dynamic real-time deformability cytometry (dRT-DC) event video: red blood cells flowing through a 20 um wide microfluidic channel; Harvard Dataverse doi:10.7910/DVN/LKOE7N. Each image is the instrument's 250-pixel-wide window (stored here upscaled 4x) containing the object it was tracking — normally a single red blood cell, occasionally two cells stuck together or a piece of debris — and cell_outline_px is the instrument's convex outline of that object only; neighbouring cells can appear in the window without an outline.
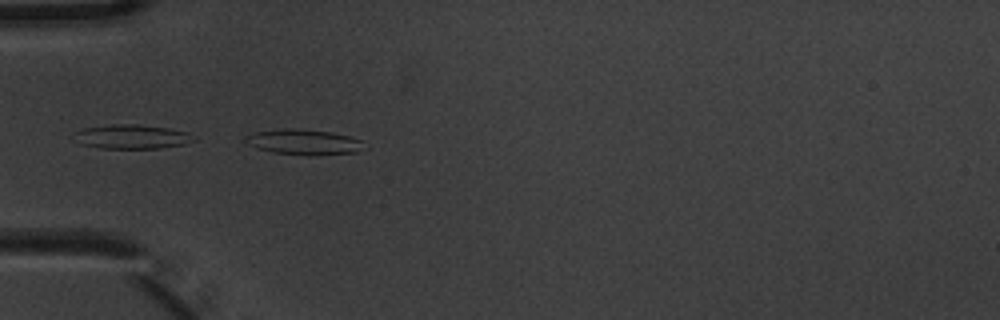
{"species": "common noctule bat (a hibernating species)", "species_latin": "Nyctalus noctula", "temperature_condition": "warm", "stored_images_in_passage": 5, "camera_frame_rate_fps": 3000, "um_per_image_px": 0.085, "animal": {"sex": "male", "body_mass_g": 20.1, "forearm_length_mm": 53.5}, "frame": {"image": 1, "passage_image": 5, "time_ms": 1.333, "image_size_px": [1000, 320], "cell_outline_px": [[368, 148], [356, 152], [308, 156], [272, 152], [248, 144], [244, 140], [244, 136], [256, 132], [280, 128], [292, 128], [332, 132], [348, 136], [360, 140]], "centroid_in_image_um": [25.85, 12.07], "position_along_channel_um": 59.2, "area_um2": 17.63}}